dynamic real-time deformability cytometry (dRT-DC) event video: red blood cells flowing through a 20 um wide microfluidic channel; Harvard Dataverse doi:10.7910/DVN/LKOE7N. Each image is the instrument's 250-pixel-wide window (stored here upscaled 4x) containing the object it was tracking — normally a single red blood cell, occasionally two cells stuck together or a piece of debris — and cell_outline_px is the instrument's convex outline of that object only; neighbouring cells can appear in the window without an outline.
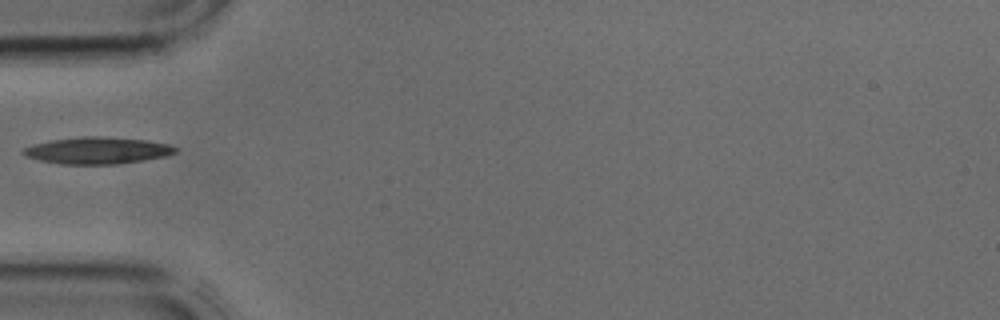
{"species": "common noctule bat (a hibernating species)", "species_latin": "Nyctalus noctula", "temperature_condition": "cold", "stored_images_in_passage": 1, "camera_frame_rate_fps": 3000, "um_per_image_px": 0.085, "animal": {"sex": "male", "body_mass_g": 17.9, "forearm_length_mm": 54.2}, "frame": {"image": 1, "passage_image": 1, "time_ms": 0.0, "image_size_px": [1000, 320], "cell_outline_px": [[180, 148], [176, 152], [164, 156], [144, 160], [116, 164], [60, 164], [40, 160], [24, 156], [20, 152], [24, 148], [32, 144], [48, 140], [84, 136], [100, 136], [144, 140], [168, 144]], "centroid_in_image_um": [8.23, 12.79], "position_along_channel_um": 76.8, "area_um2": 23.81}}